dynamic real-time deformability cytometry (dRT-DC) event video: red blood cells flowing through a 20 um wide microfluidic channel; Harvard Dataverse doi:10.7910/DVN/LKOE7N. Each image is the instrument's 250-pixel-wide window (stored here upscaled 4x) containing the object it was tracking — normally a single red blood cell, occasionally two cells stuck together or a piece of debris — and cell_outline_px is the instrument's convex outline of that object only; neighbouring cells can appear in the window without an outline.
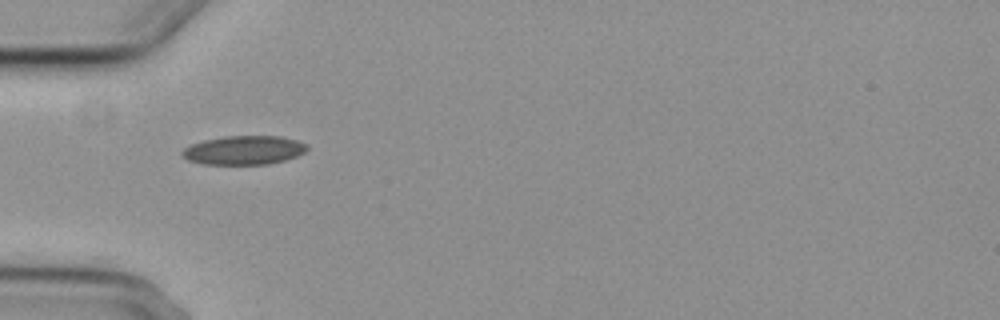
{"species": "common noctule bat (a hibernating species)", "species_latin": "Nyctalus noctula", "temperature_condition": "cold", "stored_images_in_passage": 2, "camera_frame_rate_fps": 3000, "um_per_image_px": 0.085, "animal": {"sex": "female", "body_mass_g": 29.2, "forearm_length_mm": 56.3}, "frame": {"image": 1, "passage_image": 1, "time_ms": 0.0, "image_size_px": [1000, 320], "cell_outline_px": [[308, 148], [304, 152], [296, 156], [284, 160], [268, 164], [204, 164], [188, 160], [180, 156], [180, 152], [184, 148], [192, 144], [204, 140], [224, 136], [280, 136], [296, 140], [308, 144]], "centroid_in_image_um": [20.71, 12.76], "position_along_channel_um": 64.3, "area_um2": 21.04}}
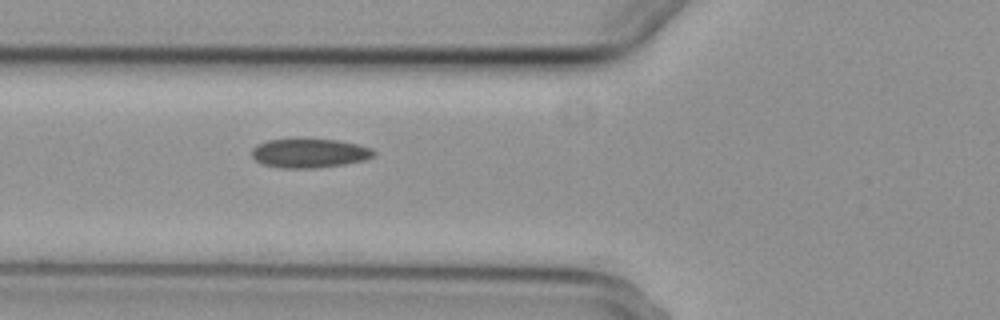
{"frame": {"image": 2, "passage_image": 2, "time_ms": 1.0, "image_size_px": [1000, 320], "cell_outline_px": [[376, 156], [364, 160], [344, 164], [320, 168], [280, 168], [260, 164], [252, 156], [252, 148], [256, 144], [268, 140], [340, 140], [372, 148], [376, 152]], "centroid_in_image_um": [26.31, 13.04], "position_along_channel_um": 99.5, "area_um2": 20.69}}